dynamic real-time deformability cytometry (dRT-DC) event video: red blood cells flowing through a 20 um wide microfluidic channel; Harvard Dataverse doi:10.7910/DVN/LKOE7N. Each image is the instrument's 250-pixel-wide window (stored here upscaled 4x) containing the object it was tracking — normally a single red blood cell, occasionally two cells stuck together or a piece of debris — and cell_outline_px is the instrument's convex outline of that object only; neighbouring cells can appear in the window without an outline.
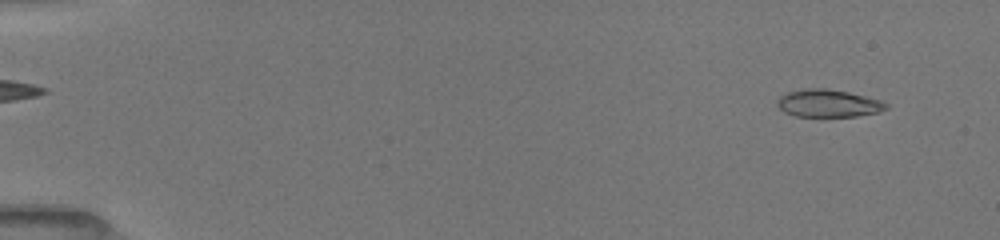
{"species": "common noctule bat (a hibernating species)", "species_latin": "Nyctalus noctula", "temperature_condition": "room temperature", "stored_images_in_passage": 35, "camera_frame_rate_fps": 3000, "um_per_image_px": 0.085, "animal": {"sex": "female", "body_mass_g": 19.5, "forearm_length_mm": 54.1}, "frame": {"image": 1, "passage_image": 1, "time_ms": 0.0, "image_size_px": [1000, 240], "cell_outline_px": [[888, 108], [880, 112], [856, 116], [796, 116], [784, 112], [776, 104], [776, 100], [780, 96], [788, 92], [804, 88], [824, 88], [848, 92], [880, 100], [888, 104]], "centroid_in_image_um": [70.39, 8.78], "position_along_channel_um": 14.6, "area_um2": 17.46}}
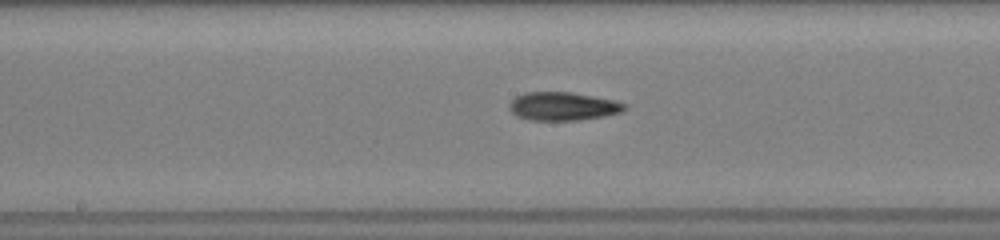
{"frame": {"image": 2, "passage_image": 20, "time_ms": 8.0, "image_size_px": [1000, 240], "cell_outline_px": [[628, 108], [624, 112], [604, 116], [580, 120], [528, 120], [516, 116], [508, 108], [508, 104], [516, 96], [524, 92], [572, 92], [616, 100], [628, 104]], "centroid_in_image_um": [47.88, 9.03], "position_along_channel_um": 200.3, "area_um2": 19.42}}
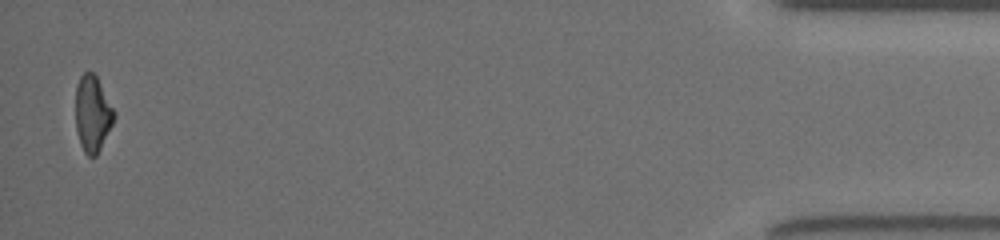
{"frame": {"image": 3, "passage_image": 35, "time_ms": 15.667, "image_size_px": [1000, 240], "cell_outline_px": [[116, 116], [96, 156], [88, 156], [84, 152], [80, 144], [76, 128], [76, 84], [80, 76], [84, 72], [92, 72], [96, 76], [116, 112]], "centroid_in_image_um": [7.86, 9.65], "position_along_channel_um": 427.3, "area_um2": 16.99}, "authors_computed_cell_mechanics": {"area_um2": 18.0914, "velocity_mm_per_s": 4.0107, "shape_relaxation_time_tau1_ms": 5.8608, "shape_relaxation_time_tau2_ms": 6.042, "deformation_change_tau1": 0.2008, "deformation_change_tau2": 0.1328}}